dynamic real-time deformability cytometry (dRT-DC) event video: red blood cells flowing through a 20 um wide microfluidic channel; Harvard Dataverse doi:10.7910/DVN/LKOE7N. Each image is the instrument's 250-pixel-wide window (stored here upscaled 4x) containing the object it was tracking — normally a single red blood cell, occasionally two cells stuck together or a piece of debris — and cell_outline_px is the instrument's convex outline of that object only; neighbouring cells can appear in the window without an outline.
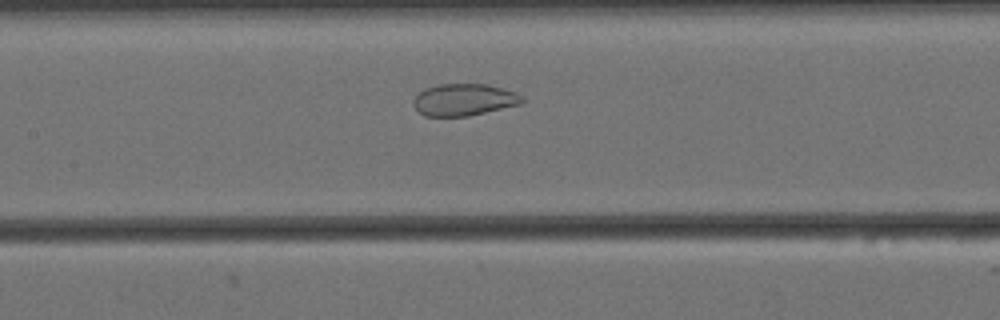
{"species": "Egyptian fruit bat (a non-hibernating species)", "species_latin": "Rousettus aegyptiacus", "temperature_condition": "cold", "stored_images_in_passage": 50, "camera_frame_rate_fps": 3000, "um_per_image_px": 0.085, "animal": {"sex": "female"}, "frame": {"image": 1, "passage_image": 18, "time_ms": 5.667, "image_size_px": [1000, 320], "cell_outline_px": [[524, 100], [520, 104], [468, 116], [424, 116], [412, 104], [412, 100], [424, 88], [436, 84], [488, 84], [516, 92], [524, 96]], "centroid_in_image_um": [39.43, 8.47], "position_along_channel_um": 168.0, "area_um2": 20.29}}
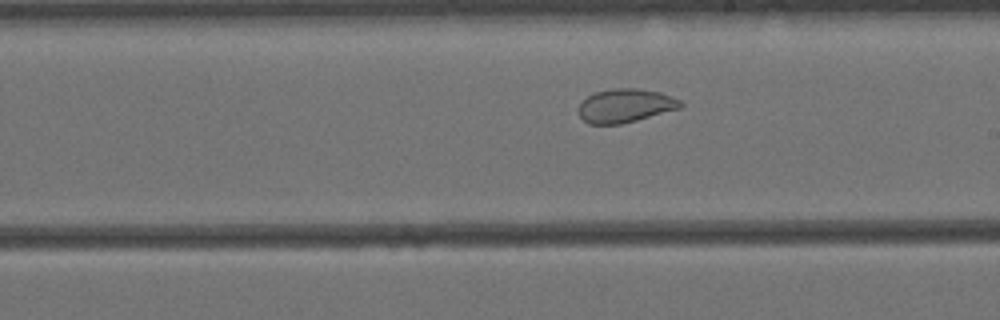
{"frame": {"image": 2, "passage_image": 24, "time_ms": 7.667, "image_size_px": [1000, 320], "cell_outline_px": [[684, 104], [680, 108], [636, 120], [620, 124], [588, 124], [580, 116], [580, 104], [588, 96], [596, 92], [612, 88], [636, 88], [660, 92], [680, 100]], "centroid_in_image_um": [53.16, 8.97], "position_along_channel_um": 235.8, "area_um2": 19.71}}
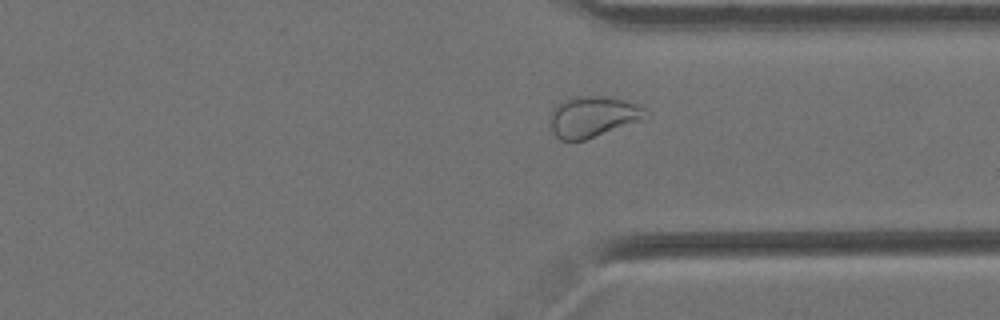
{"frame": {"image": 3, "passage_image": 35, "time_ms": 11.333, "image_size_px": [1000, 320], "cell_outline_px": [[648, 120], [584, 140], [560, 140], [552, 132], [552, 112], [564, 100], [576, 96], [600, 96], [624, 100], [636, 104], [644, 108], [648, 112]], "centroid_in_image_um": [50.5, 9.94], "position_along_channel_um": 360.9, "area_um2": 22.77}, "authors_computed_cell_mechanics": {"area_um2": 25.4031, "velocity_mm_per_s": 3.4198, "shape_relaxation_time_tau1_ms": null, "shape_relaxation_time_tau2_ms": 1.1192, "deformation_change_tau1": null, "deformation_change_tau2": 0.0541}}